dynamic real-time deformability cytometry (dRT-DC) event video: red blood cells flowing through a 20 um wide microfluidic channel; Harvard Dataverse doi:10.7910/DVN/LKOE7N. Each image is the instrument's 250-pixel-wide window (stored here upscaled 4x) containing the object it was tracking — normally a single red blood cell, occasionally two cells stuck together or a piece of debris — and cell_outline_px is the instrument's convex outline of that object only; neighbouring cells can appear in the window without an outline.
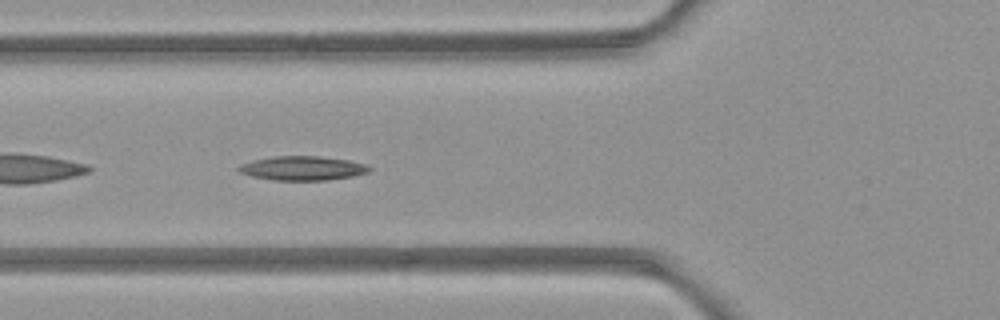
{"species": "common noctule bat (a hibernating species)", "species_latin": "Nyctalus noctula", "temperature_condition": "room temperature", "stored_images_in_passage": 4, "camera_frame_rate_fps": 3000, "um_per_image_px": 0.085, "animal": {"sex": "female", "body_mass_g": 21.9}, "frame": {"image": 1, "passage_image": 4, "time_ms": 4.333, "image_size_px": [1000, 320], "cell_outline_px": [[372, 168], [368, 172], [352, 176], [328, 180], [272, 180], [252, 176], [240, 172], [236, 168], [240, 164], [252, 160], [276, 156], [320, 156], [348, 160], [368, 164]], "centroid_in_image_um": [25.72, 14.29], "position_along_channel_um": 100.1, "area_um2": 18.44}}